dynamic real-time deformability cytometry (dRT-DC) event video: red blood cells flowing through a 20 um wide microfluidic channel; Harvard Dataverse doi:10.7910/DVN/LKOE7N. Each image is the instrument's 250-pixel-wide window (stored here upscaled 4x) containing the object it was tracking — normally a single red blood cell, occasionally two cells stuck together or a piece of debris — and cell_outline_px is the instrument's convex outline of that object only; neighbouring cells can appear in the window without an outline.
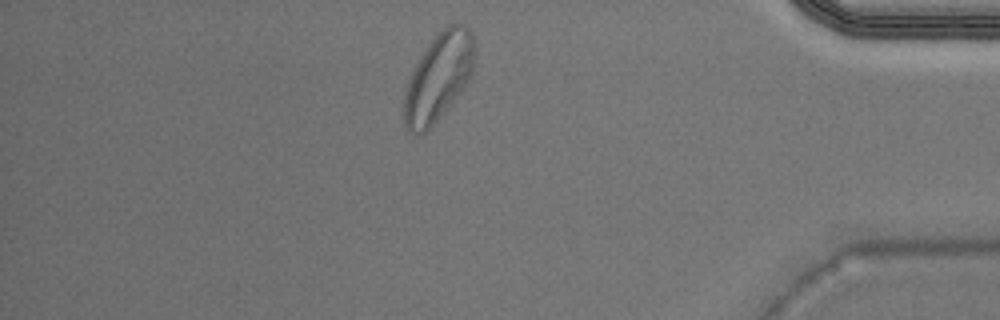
{"species": "Egyptian fruit bat (a non-hibernating species)", "species_latin": "Rousettus aegyptiacus", "temperature_condition": "warm", "stored_images_in_passage": 35, "camera_frame_rate_fps": 3000, "um_per_image_px": 0.085, "animal": {"sex": "male"}, "frame": {"image": 1, "passage_image": 30, "time_ms": 9.667, "image_size_px": [1000, 320], "cell_outline_px": [[476, 52], [472, 72], [468, 80], [436, 120], [420, 136], [416, 136], [408, 132], [404, 124], [404, 96], [412, 72], [416, 64], [428, 44], [448, 24], [464, 24], [472, 32], [476, 44]], "centroid_in_image_um": [37.28, 6.53], "position_along_channel_um": 397.9, "area_um2": 35.37}}